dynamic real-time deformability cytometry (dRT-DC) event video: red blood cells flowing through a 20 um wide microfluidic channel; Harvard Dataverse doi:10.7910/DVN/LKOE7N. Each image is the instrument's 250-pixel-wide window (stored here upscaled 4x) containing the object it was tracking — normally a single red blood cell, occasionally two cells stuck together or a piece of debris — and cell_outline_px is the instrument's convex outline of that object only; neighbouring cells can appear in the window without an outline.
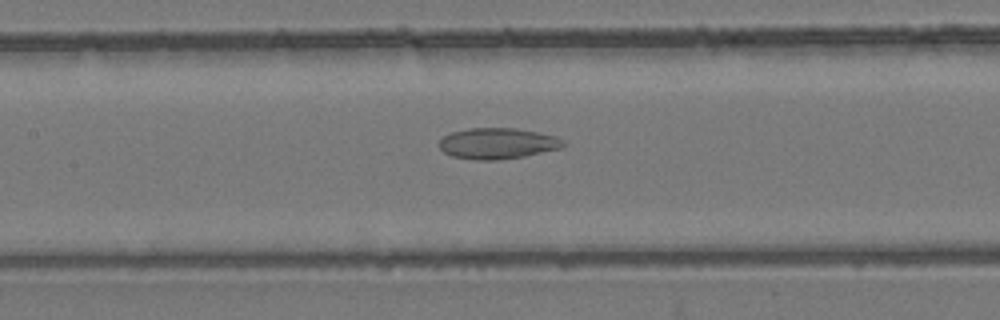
{"species": "common noctule bat (a hibernating species)", "species_latin": "Nyctalus noctula", "temperature_condition": "room temperature", "stored_images_in_passage": 16, "camera_frame_rate_fps": 3000, "um_per_image_px": 0.085, "animal": {"sex": "female", "body_mass_g": 24.6, "forearm_length_mm": 56.2}, "frame": {"image": 1, "passage_image": 14, "time_ms": 4.333, "image_size_px": [1000, 320], "cell_outline_px": [[564, 144], [560, 148], [524, 156], [492, 160], [484, 160], [452, 156], [444, 152], [440, 148], [440, 140], [444, 136], [452, 132], [468, 128], [516, 128], [556, 136], [564, 140]], "centroid_in_image_um": [42.29, 12.18], "position_along_channel_um": 165.1, "area_um2": 22.02}}